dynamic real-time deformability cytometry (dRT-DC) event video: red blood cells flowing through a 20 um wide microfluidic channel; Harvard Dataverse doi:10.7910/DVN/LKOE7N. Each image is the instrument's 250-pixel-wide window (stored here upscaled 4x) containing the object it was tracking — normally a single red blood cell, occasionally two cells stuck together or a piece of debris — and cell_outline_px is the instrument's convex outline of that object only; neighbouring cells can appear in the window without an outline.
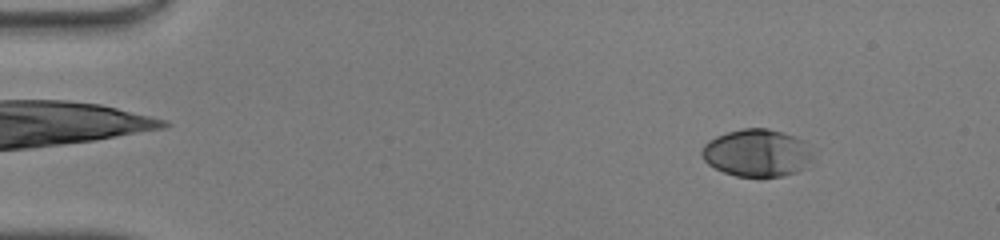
{"species": "human", "species_latin": "Homo sapiens", "temperature_condition": "warm", "stored_images_in_passage": 19, "camera_frame_rate_fps": 3000, "um_per_image_px": 0.085, "donor": {"sex": "male"}, "frame": {"image": 1, "passage_image": 6, "time_ms": 1.667, "image_size_px": [1000, 240], "cell_outline_px": [[812, 160], [796, 172], [780, 176], [736, 176], [724, 172], [708, 164], [704, 160], [700, 152], [704, 144], [708, 140], [716, 136], [728, 132], [744, 128], [768, 128], [784, 132], [796, 136], [804, 140], [812, 156]], "centroid_in_image_um": [64.32, 12.98], "position_along_channel_um": 20.7, "area_um2": 30.58}}
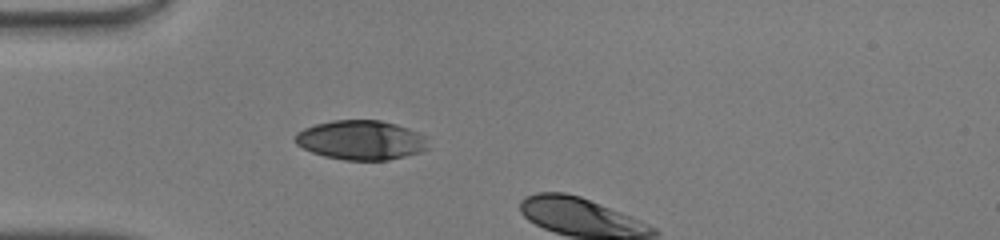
{"frame": {"image": 2, "passage_image": 15, "time_ms": 4.667, "image_size_px": [1000, 240], "cell_outline_px": [[428, 148], [420, 152], [388, 160], [344, 160], [324, 156], [312, 152], [296, 144], [292, 140], [296, 132], [304, 128], [316, 124], [332, 120], [380, 120], [396, 124], [408, 128], [424, 136]], "centroid_in_image_um": [30.63, 11.9], "position_along_channel_um": 54.4, "area_um2": 30.52}}
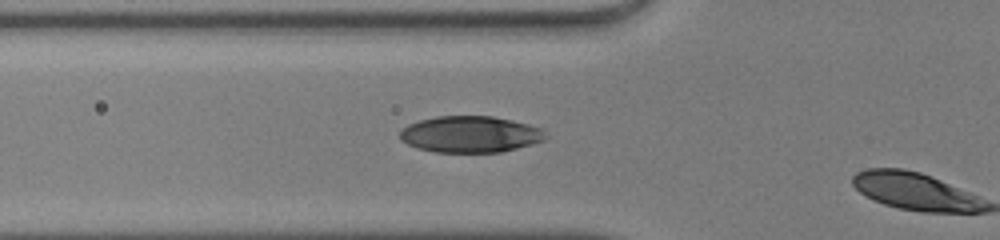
{"frame": {"image": 3, "passage_image": 18, "time_ms": 5.667, "image_size_px": [1000, 240], "cell_outline_px": [[548, 136], [544, 140], [532, 144], [500, 152], [432, 152], [416, 148], [400, 140], [400, 132], [408, 124], [420, 120], [436, 116], [492, 116], [512, 120], [528, 124], [540, 128]], "centroid_in_image_um": [39.96, 11.41], "position_along_channel_um": 85.8, "area_um2": 30.92}}